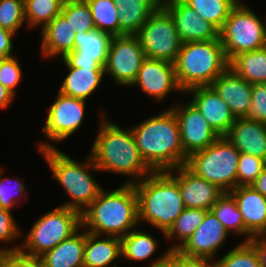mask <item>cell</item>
<instances>
[{"label":"cell","instance_id":"cell-1","mask_svg":"<svg viewBox=\"0 0 266 267\" xmlns=\"http://www.w3.org/2000/svg\"><path fill=\"white\" fill-rule=\"evenodd\" d=\"M135 143L145 163L154 171H169L186 163L179 125L170 108L132 128Z\"/></svg>","mask_w":266,"mask_h":267},{"label":"cell","instance_id":"cell-2","mask_svg":"<svg viewBox=\"0 0 266 267\" xmlns=\"http://www.w3.org/2000/svg\"><path fill=\"white\" fill-rule=\"evenodd\" d=\"M138 197L133 183L99 196L81 213V227L87 232L122 238L138 224Z\"/></svg>","mask_w":266,"mask_h":267},{"label":"cell","instance_id":"cell-3","mask_svg":"<svg viewBox=\"0 0 266 267\" xmlns=\"http://www.w3.org/2000/svg\"><path fill=\"white\" fill-rule=\"evenodd\" d=\"M101 122L90 155L99 171L131 175L135 182L154 172L142 158L131 129H121L104 118Z\"/></svg>","mask_w":266,"mask_h":267},{"label":"cell","instance_id":"cell-4","mask_svg":"<svg viewBox=\"0 0 266 267\" xmlns=\"http://www.w3.org/2000/svg\"><path fill=\"white\" fill-rule=\"evenodd\" d=\"M133 183L138 197V221L151 223L164 234L185 209L178 182L167 172H153Z\"/></svg>","mask_w":266,"mask_h":267},{"label":"cell","instance_id":"cell-5","mask_svg":"<svg viewBox=\"0 0 266 267\" xmlns=\"http://www.w3.org/2000/svg\"><path fill=\"white\" fill-rule=\"evenodd\" d=\"M176 78L182 91L211 86L229 68L220 39L183 43L174 63Z\"/></svg>","mask_w":266,"mask_h":267},{"label":"cell","instance_id":"cell-6","mask_svg":"<svg viewBox=\"0 0 266 267\" xmlns=\"http://www.w3.org/2000/svg\"><path fill=\"white\" fill-rule=\"evenodd\" d=\"M40 152H42L47 164L53 172L56 179L72 198L61 205L62 207L72 208L80 213L84 211L103 190L86 168L97 169L91 156L85 163H78L58 150L50 143H40Z\"/></svg>","mask_w":266,"mask_h":267},{"label":"cell","instance_id":"cell-7","mask_svg":"<svg viewBox=\"0 0 266 267\" xmlns=\"http://www.w3.org/2000/svg\"><path fill=\"white\" fill-rule=\"evenodd\" d=\"M239 155V150L228 138L220 136L205 149L190 154L185 166L196 176L230 192L237 187Z\"/></svg>","mask_w":266,"mask_h":267},{"label":"cell","instance_id":"cell-8","mask_svg":"<svg viewBox=\"0 0 266 267\" xmlns=\"http://www.w3.org/2000/svg\"><path fill=\"white\" fill-rule=\"evenodd\" d=\"M80 228L81 213L58 206L34 223L20 249L30 255L42 256Z\"/></svg>","mask_w":266,"mask_h":267},{"label":"cell","instance_id":"cell-9","mask_svg":"<svg viewBox=\"0 0 266 267\" xmlns=\"http://www.w3.org/2000/svg\"><path fill=\"white\" fill-rule=\"evenodd\" d=\"M264 27L258 16L239 1L219 31L228 61L240 53L265 47Z\"/></svg>","mask_w":266,"mask_h":267},{"label":"cell","instance_id":"cell-10","mask_svg":"<svg viewBox=\"0 0 266 267\" xmlns=\"http://www.w3.org/2000/svg\"><path fill=\"white\" fill-rule=\"evenodd\" d=\"M146 58L175 63L183 42L170 13L165 9L151 14L136 34Z\"/></svg>","mask_w":266,"mask_h":267},{"label":"cell","instance_id":"cell-11","mask_svg":"<svg viewBox=\"0 0 266 267\" xmlns=\"http://www.w3.org/2000/svg\"><path fill=\"white\" fill-rule=\"evenodd\" d=\"M145 58L136 35L112 36L104 70L118 84L130 86L135 81Z\"/></svg>","mask_w":266,"mask_h":267},{"label":"cell","instance_id":"cell-12","mask_svg":"<svg viewBox=\"0 0 266 267\" xmlns=\"http://www.w3.org/2000/svg\"><path fill=\"white\" fill-rule=\"evenodd\" d=\"M85 101L58 91L57 98L47 113L44 134L49 139L60 142L74 133L82 124Z\"/></svg>","mask_w":266,"mask_h":267},{"label":"cell","instance_id":"cell-13","mask_svg":"<svg viewBox=\"0 0 266 267\" xmlns=\"http://www.w3.org/2000/svg\"><path fill=\"white\" fill-rule=\"evenodd\" d=\"M171 109L176 115L183 150L187 156L205 149L220 137L192 102L185 107L176 105Z\"/></svg>","mask_w":266,"mask_h":267},{"label":"cell","instance_id":"cell-14","mask_svg":"<svg viewBox=\"0 0 266 267\" xmlns=\"http://www.w3.org/2000/svg\"><path fill=\"white\" fill-rule=\"evenodd\" d=\"M164 8L170 13L183 43L219 39V30L183 0H165Z\"/></svg>","mask_w":266,"mask_h":267},{"label":"cell","instance_id":"cell-15","mask_svg":"<svg viewBox=\"0 0 266 267\" xmlns=\"http://www.w3.org/2000/svg\"><path fill=\"white\" fill-rule=\"evenodd\" d=\"M111 38L110 34L97 29L77 33L74 50L68 53L63 60L70 67L104 68Z\"/></svg>","mask_w":266,"mask_h":267},{"label":"cell","instance_id":"cell-16","mask_svg":"<svg viewBox=\"0 0 266 267\" xmlns=\"http://www.w3.org/2000/svg\"><path fill=\"white\" fill-rule=\"evenodd\" d=\"M229 233L216 216L208 211L203 223L177 251L186 258L212 259Z\"/></svg>","mask_w":266,"mask_h":267},{"label":"cell","instance_id":"cell-17","mask_svg":"<svg viewBox=\"0 0 266 267\" xmlns=\"http://www.w3.org/2000/svg\"><path fill=\"white\" fill-rule=\"evenodd\" d=\"M178 175L174 176L172 170L167 171L179 184V190L185 208L208 210L225 193L218 186L196 176L185 165L175 168Z\"/></svg>","mask_w":266,"mask_h":267},{"label":"cell","instance_id":"cell-18","mask_svg":"<svg viewBox=\"0 0 266 267\" xmlns=\"http://www.w3.org/2000/svg\"><path fill=\"white\" fill-rule=\"evenodd\" d=\"M135 84H139L144 92L157 101L162 100L174 89L182 91L176 78L175 65L164 60L145 58L132 83Z\"/></svg>","mask_w":266,"mask_h":267},{"label":"cell","instance_id":"cell-19","mask_svg":"<svg viewBox=\"0 0 266 267\" xmlns=\"http://www.w3.org/2000/svg\"><path fill=\"white\" fill-rule=\"evenodd\" d=\"M194 92L191 102L201 112L209 126L219 135L226 136L236 120L227 103L212 86H198L187 90Z\"/></svg>","mask_w":266,"mask_h":267},{"label":"cell","instance_id":"cell-20","mask_svg":"<svg viewBox=\"0 0 266 267\" xmlns=\"http://www.w3.org/2000/svg\"><path fill=\"white\" fill-rule=\"evenodd\" d=\"M211 86L227 103L235 118L247 117L251 106V83L228 68L217 77Z\"/></svg>","mask_w":266,"mask_h":267},{"label":"cell","instance_id":"cell-21","mask_svg":"<svg viewBox=\"0 0 266 267\" xmlns=\"http://www.w3.org/2000/svg\"><path fill=\"white\" fill-rule=\"evenodd\" d=\"M226 137L240 153L266 161V124L247 117L236 118Z\"/></svg>","mask_w":266,"mask_h":267},{"label":"cell","instance_id":"cell-22","mask_svg":"<svg viewBox=\"0 0 266 267\" xmlns=\"http://www.w3.org/2000/svg\"><path fill=\"white\" fill-rule=\"evenodd\" d=\"M243 216L246 230L254 237L266 231V197L252 186H237L229 192Z\"/></svg>","mask_w":266,"mask_h":267},{"label":"cell","instance_id":"cell-23","mask_svg":"<svg viewBox=\"0 0 266 267\" xmlns=\"http://www.w3.org/2000/svg\"><path fill=\"white\" fill-rule=\"evenodd\" d=\"M41 52L53 57L61 54L62 59L74 50L75 31L62 13L42 28Z\"/></svg>","mask_w":266,"mask_h":267},{"label":"cell","instance_id":"cell-24","mask_svg":"<svg viewBox=\"0 0 266 267\" xmlns=\"http://www.w3.org/2000/svg\"><path fill=\"white\" fill-rule=\"evenodd\" d=\"M99 235L85 231V248L83 267H107L122 256L121 238L107 236L98 239Z\"/></svg>","mask_w":266,"mask_h":267},{"label":"cell","instance_id":"cell-25","mask_svg":"<svg viewBox=\"0 0 266 267\" xmlns=\"http://www.w3.org/2000/svg\"><path fill=\"white\" fill-rule=\"evenodd\" d=\"M78 230L41 257L43 267H83L85 233Z\"/></svg>","mask_w":266,"mask_h":267},{"label":"cell","instance_id":"cell-26","mask_svg":"<svg viewBox=\"0 0 266 267\" xmlns=\"http://www.w3.org/2000/svg\"><path fill=\"white\" fill-rule=\"evenodd\" d=\"M64 64L69 74L63 80L59 92L70 97L86 100L100 85L105 74L104 68L70 67L65 61Z\"/></svg>","mask_w":266,"mask_h":267},{"label":"cell","instance_id":"cell-27","mask_svg":"<svg viewBox=\"0 0 266 267\" xmlns=\"http://www.w3.org/2000/svg\"><path fill=\"white\" fill-rule=\"evenodd\" d=\"M229 68L252 85L266 83V46L234 56Z\"/></svg>","mask_w":266,"mask_h":267},{"label":"cell","instance_id":"cell-28","mask_svg":"<svg viewBox=\"0 0 266 267\" xmlns=\"http://www.w3.org/2000/svg\"><path fill=\"white\" fill-rule=\"evenodd\" d=\"M210 211L217 217L228 233L233 231L238 234L249 235L244 242H249L253 237L246 230L243 216L237 207L234 197L229 192H225L213 205Z\"/></svg>","mask_w":266,"mask_h":267},{"label":"cell","instance_id":"cell-29","mask_svg":"<svg viewBox=\"0 0 266 267\" xmlns=\"http://www.w3.org/2000/svg\"><path fill=\"white\" fill-rule=\"evenodd\" d=\"M202 18L219 31L239 0H183Z\"/></svg>","mask_w":266,"mask_h":267},{"label":"cell","instance_id":"cell-30","mask_svg":"<svg viewBox=\"0 0 266 267\" xmlns=\"http://www.w3.org/2000/svg\"><path fill=\"white\" fill-rule=\"evenodd\" d=\"M158 242L151 235L140 230L130 231L121 238L122 256L133 261L148 260L157 250Z\"/></svg>","mask_w":266,"mask_h":267},{"label":"cell","instance_id":"cell-31","mask_svg":"<svg viewBox=\"0 0 266 267\" xmlns=\"http://www.w3.org/2000/svg\"><path fill=\"white\" fill-rule=\"evenodd\" d=\"M92 13L97 30L111 36H120L118 7L114 0H85Z\"/></svg>","mask_w":266,"mask_h":267},{"label":"cell","instance_id":"cell-32","mask_svg":"<svg viewBox=\"0 0 266 267\" xmlns=\"http://www.w3.org/2000/svg\"><path fill=\"white\" fill-rule=\"evenodd\" d=\"M208 210L197 208H185L181 215L175 220L169 230L164 234L165 238H179L182 242L172 246L170 251H177L183 246L195 230L203 223L204 217Z\"/></svg>","mask_w":266,"mask_h":267},{"label":"cell","instance_id":"cell-33","mask_svg":"<svg viewBox=\"0 0 266 267\" xmlns=\"http://www.w3.org/2000/svg\"><path fill=\"white\" fill-rule=\"evenodd\" d=\"M65 0H24V16L28 27H44L61 13Z\"/></svg>","mask_w":266,"mask_h":267},{"label":"cell","instance_id":"cell-34","mask_svg":"<svg viewBox=\"0 0 266 267\" xmlns=\"http://www.w3.org/2000/svg\"><path fill=\"white\" fill-rule=\"evenodd\" d=\"M153 12L144 4H120L118 8L120 36L136 35Z\"/></svg>","mask_w":266,"mask_h":267},{"label":"cell","instance_id":"cell-35","mask_svg":"<svg viewBox=\"0 0 266 267\" xmlns=\"http://www.w3.org/2000/svg\"><path fill=\"white\" fill-rule=\"evenodd\" d=\"M61 13L67 19L75 34L96 29L92 13L85 0H65Z\"/></svg>","mask_w":266,"mask_h":267},{"label":"cell","instance_id":"cell-36","mask_svg":"<svg viewBox=\"0 0 266 267\" xmlns=\"http://www.w3.org/2000/svg\"><path fill=\"white\" fill-rule=\"evenodd\" d=\"M213 264L214 267H261L257 251L249 242L240 243Z\"/></svg>","mask_w":266,"mask_h":267},{"label":"cell","instance_id":"cell-37","mask_svg":"<svg viewBox=\"0 0 266 267\" xmlns=\"http://www.w3.org/2000/svg\"><path fill=\"white\" fill-rule=\"evenodd\" d=\"M24 21V0H0V28L15 34Z\"/></svg>","mask_w":266,"mask_h":267},{"label":"cell","instance_id":"cell-38","mask_svg":"<svg viewBox=\"0 0 266 267\" xmlns=\"http://www.w3.org/2000/svg\"><path fill=\"white\" fill-rule=\"evenodd\" d=\"M266 161L245 153H240L237 165V186H251L261 174Z\"/></svg>","mask_w":266,"mask_h":267},{"label":"cell","instance_id":"cell-39","mask_svg":"<svg viewBox=\"0 0 266 267\" xmlns=\"http://www.w3.org/2000/svg\"><path fill=\"white\" fill-rule=\"evenodd\" d=\"M0 267H43L40 256L23 252L19 246L0 248Z\"/></svg>","mask_w":266,"mask_h":267},{"label":"cell","instance_id":"cell-40","mask_svg":"<svg viewBox=\"0 0 266 267\" xmlns=\"http://www.w3.org/2000/svg\"><path fill=\"white\" fill-rule=\"evenodd\" d=\"M21 76L20 65L14 56L0 61V83L14 95Z\"/></svg>","mask_w":266,"mask_h":267},{"label":"cell","instance_id":"cell-41","mask_svg":"<svg viewBox=\"0 0 266 267\" xmlns=\"http://www.w3.org/2000/svg\"><path fill=\"white\" fill-rule=\"evenodd\" d=\"M247 118L266 124V83L253 84Z\"/></svg>","mask_w":266,"mask_h":267},{"label":"cell","instance_id":"cell-42","mask_svg":"<svg viewBox=\"0 0 266 267\" xmlns=\"http://www.w3.org/2000/svg\"><path fill=\"white\" fill-rule=\"evenodd\" d=\"M1 174L2 169H0V207L11 211V207L14 206L15 202H17L13 194L16 193L22 196L21 194L25 191V184H23V181L16 179L14 187L9 189L6 185L8 181L10 182L9 178L4 179L1 177Z\"/></svg>","mask_w":266,"mask_h":267},{"label":"cell","instance_id":"cell-43","mask_svg":"<svg viewBox=\"0 0 266 267\" xmlns=\"http://www.w3.org/2000/svg\"><path fill=\"white\" fill-rule=\"evenodd\" d=\"M11 211L0 207V241H12L21 236Z\"/></svg>","mask_w":266,"mask_h":267},{"label":"cell","instance_id":"cell-44","mask_svg":"<svg viewBox=\"0 0 266 267\" xmlns=\"http://www.w3.org/2000/svg\"><path fill=\"white\" fill-rule=\"evenodd\" d=\"M148 267H181V254L168 250Z\"/></svg>","mask_w":266,"mask_h":267},{"label":"cell","instance_id":"cell-45","mask_svg":"<svg viewBox=\"0 0 266 267\" xmlns=\"http://www.w3.org/2000/svg\"><path fill=\"white\" fill-rule=\"evenodd\" d=\"M13 35V32L0 28V61L13 56Z\"/></svg>","mask_w":266,"mask_h":267},{"label":"cell","instance_id":"cell-46","mask_svg":"<svg viewBox=\"0 0 266 267\" xmlns=\"http://www.w3.org/2000/svg\"><path fill=\"white\" fill-rule=\"evenodd\" d=\"M249 243L256 249L261 267H266V236L264 237L263 234L256 235L251 238Z\"/></svg>","mask_w":266,"mask_h":267},{"label":"cell","instance_id":"cell-47","mask_svg":"<svg viewBox=\"0 0 266 267\" xmlns=\"http://www.w3.org/2000/svg\"><path fill=\"white\" fill-rule=\"evenodd\" d=\"M114 2L118 8H120V4L137 2L146 5L152 12L159 11L165 6V0H114Z\"/></svg>","mask_w":266,"mask_h":267},{"label":"cell","instance_id":"cell-48","mask_svg":"<svg viewBox=\"0 0 266 267\" xmlns=\"http://www.w3.org/2000/svg\"><path fill=\"white\" fill-rule=\"evenodd\" d=\"M210 259L186 258L181 255V267H214Z\"/></svg>","mask_w":266,"mask_h":267},{"label":"cell","instance_id":"cell-49","mask_svg":"<svg viewBox=\"0 0 266 267\" xmlns=\"http://www.w3.org/2000/svg\"><path fill=\"white\" fill-rule=\"evenodd\" d=\"M256 191L266 197V165L255 182L251 185Z\"/></svg>","mask_w":266,"mask_h":267},{"label":"cell","instance_id":"cell-50","mask_svg":"<svg viewBox=\"0 0 266 267\" xmlns=\"http://www.w3.org/2000/svg\"><path fill=\"white\" fill-rule=\"evenodd\" d=\"M11 91H9L7 88H5L1 83H0V109H4L8 107L10 104L11 100L15 97Z\"/></svg>","mask_w":266,"mask_h":267},{"label":"cell","instance_id":"cell-51","mask_svg":"<svg viewBox=\"0 0 266 267\" xmlns=\"http://www.w3.org/2000/svg\"><path fill=\"white\" fill-rule=\"evenodd\" d=\"M265 28V42H266V27H264Z\"/></svg>","mask_w":266,"mask_h":267}]
</instances>
